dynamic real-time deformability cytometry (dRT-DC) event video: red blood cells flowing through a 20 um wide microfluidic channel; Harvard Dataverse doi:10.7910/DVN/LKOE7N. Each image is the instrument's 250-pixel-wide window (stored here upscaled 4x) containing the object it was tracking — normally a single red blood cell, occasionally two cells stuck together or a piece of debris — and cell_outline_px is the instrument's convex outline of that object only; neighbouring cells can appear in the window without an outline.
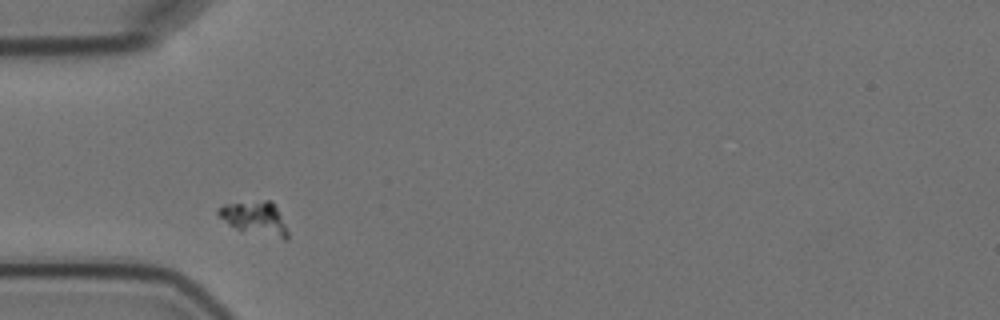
{"species": "Egyptian fruit bat (a non-hibernating species)", "species_latin": "Rousettus aegyptiacus", "temperature_condition": "cold", "stored_images_in_passage": 3, "camera_frame_rate_fps": 3000, "um_per_image_px": 0.085, "animal": {"sex": "female"}, "frame": {"image": 1, "passage_image": 1, "time_ms": 0.0, "image_size_px": [1000, 320], "cell_outline_px": [[288, 236], [284, 240], [236, 228], [228, 224], [216, 212], [216, 208], [224, 204], [264, 200], [272, 200], [288, 232]], "centroid_in_image_um": [21.65, 18.52], "position_along_channel_um": 63.4, "area_um2": 13.18}}
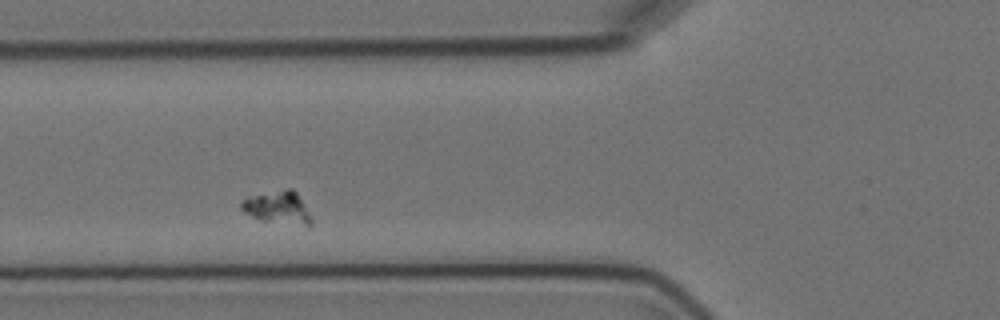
{"frame": {"image": 2, "passage_image": 2, "time_ms": 1.333, "image_size_px": [1000, 320], "cell_outline_px": [[312, 224], [304, 224], [264, 220], [252, 216], [244, 212], [240, 208], [240, 200], [288, 188], [292, 188], [296, 192], [312, 220]], "centroid_in_image_um": [23.58, 17.62], "position_along_channel_um": 102.2, "area_um2": 12.43}}
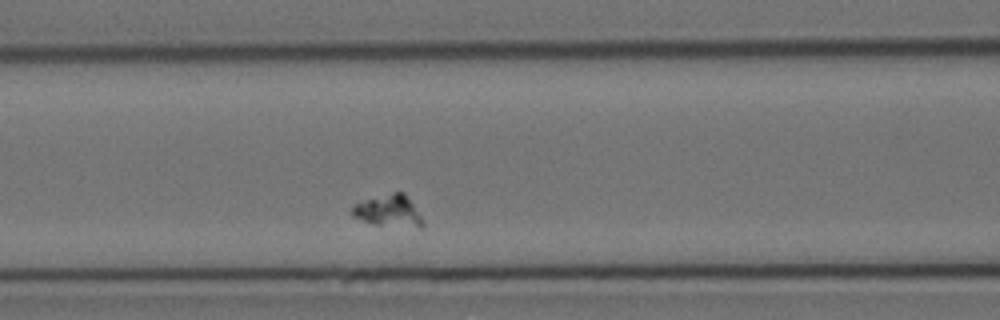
{"frame": {"image": 3, "passage_image": 3, "time_ms": 2.333, "image_size_px": [1000, 320], "cell_outline_px": [[424, 224], [420, 228], [376, 224], [352, 216], [352, 204], [396, 192], [404, 192], [424, 220]], "centroid_in_image_um": [33.07, 17.94], "position_along_channel_um": 133.5, "area_um2": 12.72}}